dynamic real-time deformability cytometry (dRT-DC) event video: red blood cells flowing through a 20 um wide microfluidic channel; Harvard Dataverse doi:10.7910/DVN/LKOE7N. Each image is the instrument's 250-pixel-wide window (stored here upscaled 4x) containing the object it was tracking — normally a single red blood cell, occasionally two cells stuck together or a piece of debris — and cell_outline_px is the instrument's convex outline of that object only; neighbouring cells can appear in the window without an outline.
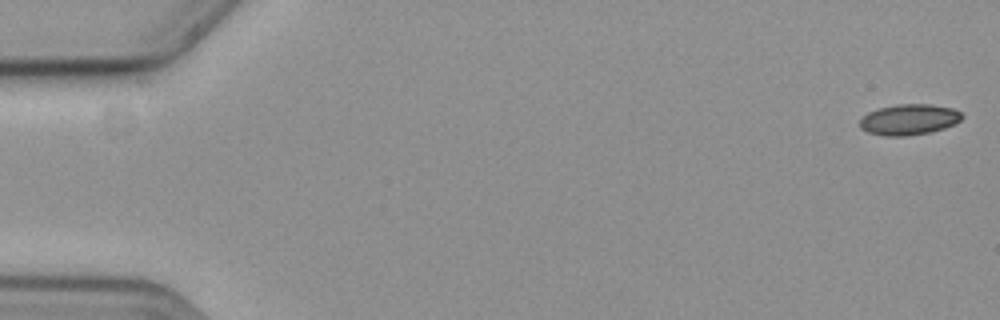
{"species": "common noctule bat (a hibernating species)", "species_latin": "Nyctalus noctula", "temperature_condition": "cold", "stored_images_in_passage": 18, "camera_frame_rate_fps": 3000, "um_per_image_px": 0.085, "animal": {"sex": "female", "body_mass_g": 19.3, "forearm_length_mm": 54.1}, "frame": {"image": 1, "passage_image": 1, "time_ms": 0.0, "image_size_px": [1000, 320], "cell_outline_px": [[964, 116], [956, 124], [944, 128], [928, 132], [908, 136], [884, 136], [868, 132], [860, 128], [860, 120], [868, 112], [880, 108], [896, 104], [928, 104], [952, 108], [960, 112]], "centroid_in_image_um": [77.27, 10.16], "position_along_channel_um": 7.7, "area_um2": 18.26}}
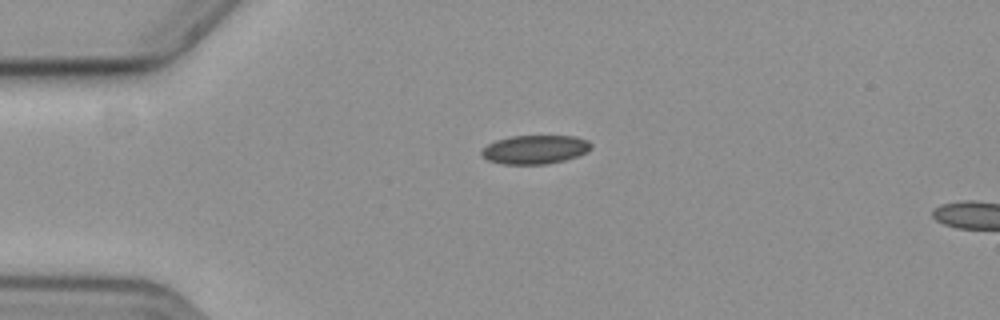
{"frame": {"image": 2, "passage_image": 14, "time_ms": 4.333, "image_size_px": [1000, 320], "cell_outline_px": [[592, 148], [588, 152], [564, 160], [548, 164], [500, 164], [488, 160], [480, 156], [480, 152], [488, 144], [496, 140], [512, 136], [576, 136], [588, 140], [592, 144]], "centroid_in_image_um": [45.48, 12.71], "position_along_channel_um": 39.5, "area_um2": 18.5}}